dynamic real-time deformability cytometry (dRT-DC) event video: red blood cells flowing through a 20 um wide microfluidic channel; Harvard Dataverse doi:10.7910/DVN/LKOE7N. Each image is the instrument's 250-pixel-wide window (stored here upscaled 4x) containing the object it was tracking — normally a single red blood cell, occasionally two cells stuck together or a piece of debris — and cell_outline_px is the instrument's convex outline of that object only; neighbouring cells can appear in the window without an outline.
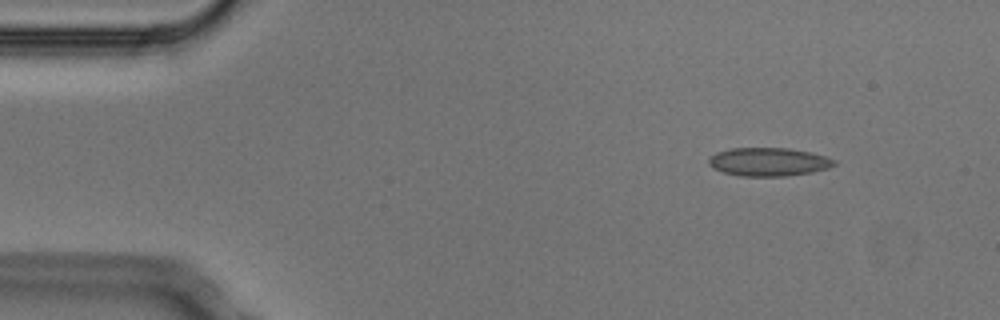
{"species": "Egyptian fruit bat (a non-hibernating species)", "species_latin": "Rousettus aegyptiacus", "temperature_condition": "cold", "stored_images_in_passage": 4, "camera_frame_rate_fps": 3000, "um_per_image_px": 0.085, "animal": {"sex": "male"}, "frame": {"image": 1, "passage_image": 1, "time_ms": 0.0, "image_size_px": [1000, 320], "cell_outline_px": [[836, 164], [828, 168], [812, 172], [784, 176], [740, 176], [724, 172], [712, 168], [708, 164], [708, 160], [716, 152], [732, 148], [788, 148], [812, 152], [836, 160]], "centroid_in_image_um": [65.33, 13.75], "position_along_channel_um": 19.7, "area_um2": 20.75}}